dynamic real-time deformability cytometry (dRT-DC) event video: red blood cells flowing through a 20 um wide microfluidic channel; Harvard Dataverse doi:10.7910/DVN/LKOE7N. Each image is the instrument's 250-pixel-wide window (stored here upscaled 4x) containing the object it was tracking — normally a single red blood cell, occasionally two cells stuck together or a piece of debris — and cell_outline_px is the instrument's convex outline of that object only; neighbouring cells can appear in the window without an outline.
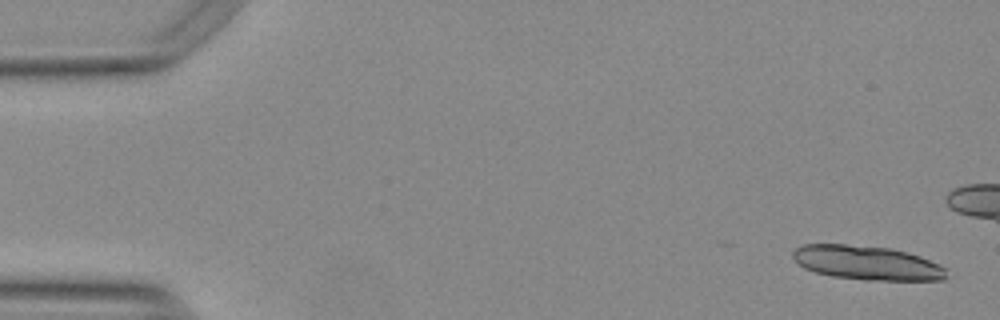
{"species": "Egyptian fruit bat (a non-hibernating species)", "species_latin": "Rousettus aegyptiacus", "temperature_condition": "warm", "stored_images_in_passage": 50, "camera_frame_rate_fps": 3000, "um_per_image_px": 0.085, "animal": {"sex": "female"}, "frame": {"image": 1, "passage_image": 2, "time_ms": 0.333, "image_size_px": [1000, 320], "cell_outline_px": [[948, 268], [944, 280], [864, 280], [832, 276], [816, 272], [804, 268], [792, 256], [792, 252], [796, 248], [804, 244], [844, 244], [888, 248], [908, 252], [920, 256], [940, 264]], "centroid_in_image_um": [73.72, 22.34], "position_along_channel_um": 11.3, "area_um2": 30.58}}
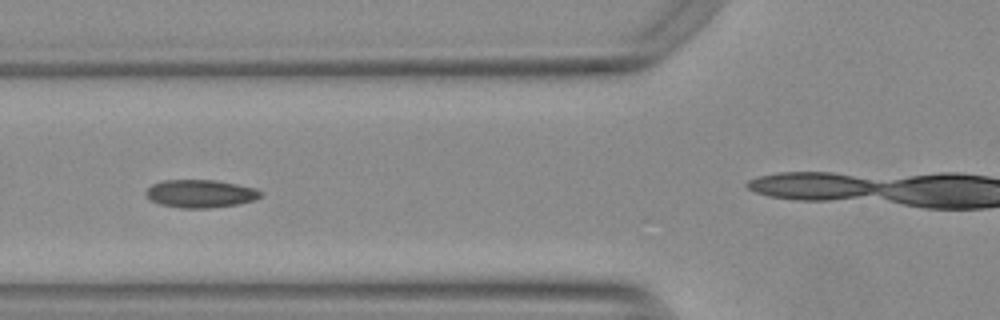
{"frame": {"image": 2, "passage_image": 21, "time_ms": 6.667, "image_size_px": [1000, 320], "cell_outline_px": [[264, 192], [260, 196], [252, 200], [236, 204], [208, 208], [180, 208], [160, 204], [152, 200], [144, 192], [152, 184], [164, 180], [216, 180], [256, 188]], "centroid_in_image_um": [17.03, 16.45], "position_along_channel_um": 108.8, "area_um2": 18.5}}
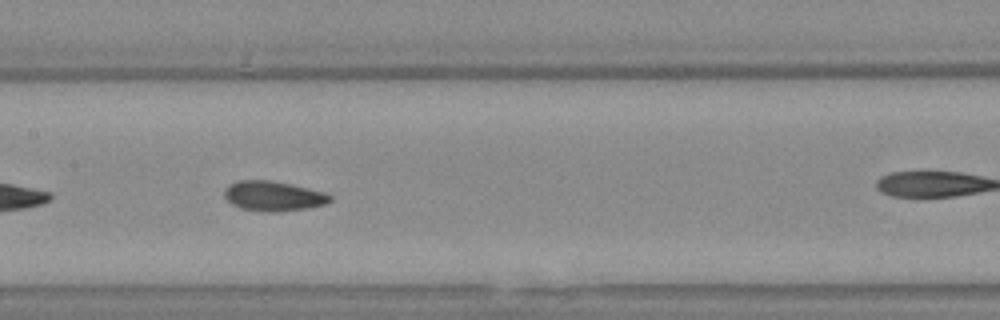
{"frame": {"image": 3, "passage_image": 27, "time_ms": 8.667, "image_size_px": [1000, 320], "cell_outline_px": [[332, 200], [324, 204], [308, 208], [280, 212], [264, 212], [240, 208], [232, 204], [224, 196], [224, 188], [228, 184], [240, 180], [268, 180], [288, 184], [324, 192], [332, 196]], "centroid_in_image_um": [23.2, 16.67], "position_along_channel_um": 184.2, "area_um2": 18.38}, "authors_computed_cell_mechanics": {"area_um2": 18.4671, "velocity_mm_per_s": 3.7665, "shape_relaxation_time_tau1_ms": 4.5907, "shape_relaxation_time_tau2_ms": 1.4437, "deformation_change_tau1": 0.1254, "deformation_change_tau2": 0.0724}}